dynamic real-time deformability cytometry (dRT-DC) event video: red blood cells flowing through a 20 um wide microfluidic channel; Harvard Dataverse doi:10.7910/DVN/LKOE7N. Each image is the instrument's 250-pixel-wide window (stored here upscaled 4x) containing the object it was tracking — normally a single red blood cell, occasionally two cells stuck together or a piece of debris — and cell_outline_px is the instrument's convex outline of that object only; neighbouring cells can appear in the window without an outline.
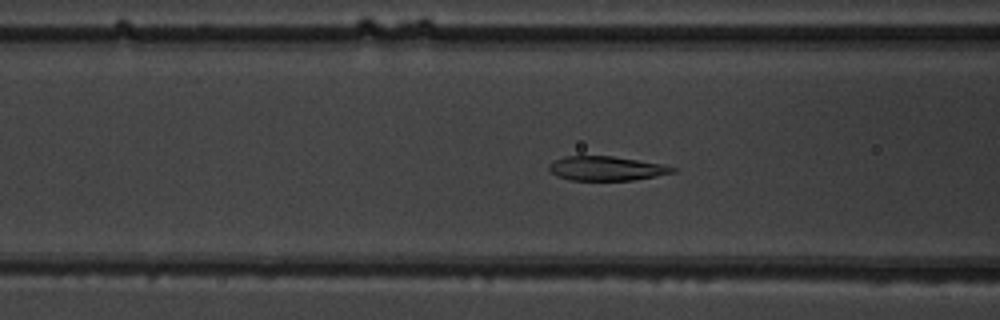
{"species": "common noctule bat (a hibernating species)", "species_latin": "Nyctalus noctula", "temperature_condition": "warm", "stored_images_in_passage": 37, "camera_frame_rate_fps": 3000, "um_per_image_px": 0.085, "animal": {"sex": "male", "body_mass_g": 19.5, "forearm_length_mm": 54.6}, "frame": {"image": 1, "passage_image": 6, "time_ms": 1.667, "image_size_px": [1000, 320], "cell_outline_px": [[676, 172], [656, 176], [632, 180], [568, 180], [556, 176], [548, 168], [548, 164], [564, 156], [612, 156], [664, 164], [676, 168]], "centroid_in_image_um": [51.54, 14.32], "position_along_channel_um": 115.1, "area_um2": 17.51}}
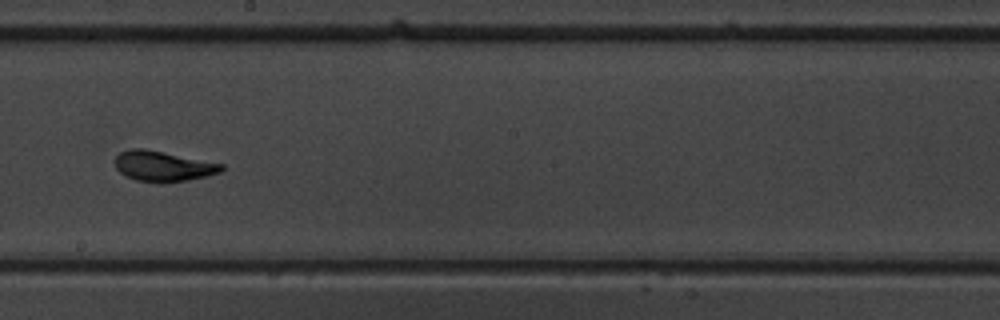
{"frame": {"image": 2, "passage_image": 15, "time_ms": 4.667, "image_size_px": [1000, 320], "cell_outline_px": [[224, 168], [220, 172], [204, 176], [184, 180], [160, 184], [136, 180], [124, 176], [116, 168], [116, 156], [120, 152], [132, 148], [144, 148], [224, 164]], "centroid_in_image_um": [13.82, 14.13], "position_along_channel_um": 234.4, "area_um2": 18.79}}
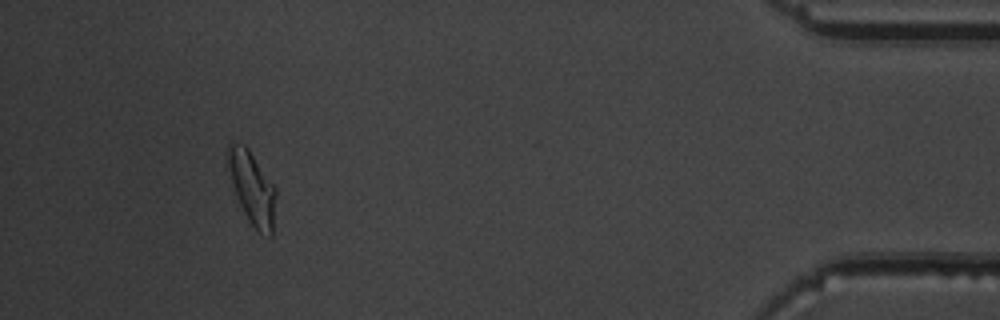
{"frame": {"image": 3, "passage_image": 33, "time_ms": 10.667, "image_size_px": [1000, 320], "cell_outline_px": [[276, 196], [272, 236], [260, 232], [248, 220], [240, 204], [232, 184], [224, 160], [224, 156], [228, 144], [232, 140], [244, 144], [248, 148], [276, 188]], "centroid_in_image_um": [21.38, 15.87], "position_along_channel_um": 413.8, "area_um2": 20.58}, "authors_computed_cell_mechanics": {"area_um2": 18.496, "velocity_mm_per_s": 3.9897, "shape_relaxation_time_tau1_ms": 3.566, "shape_relaxation_time_tau2_ms": 0.9847, "deformation_change_tau1": 0.1674, "deformation_change_tau2": 0.0835}}